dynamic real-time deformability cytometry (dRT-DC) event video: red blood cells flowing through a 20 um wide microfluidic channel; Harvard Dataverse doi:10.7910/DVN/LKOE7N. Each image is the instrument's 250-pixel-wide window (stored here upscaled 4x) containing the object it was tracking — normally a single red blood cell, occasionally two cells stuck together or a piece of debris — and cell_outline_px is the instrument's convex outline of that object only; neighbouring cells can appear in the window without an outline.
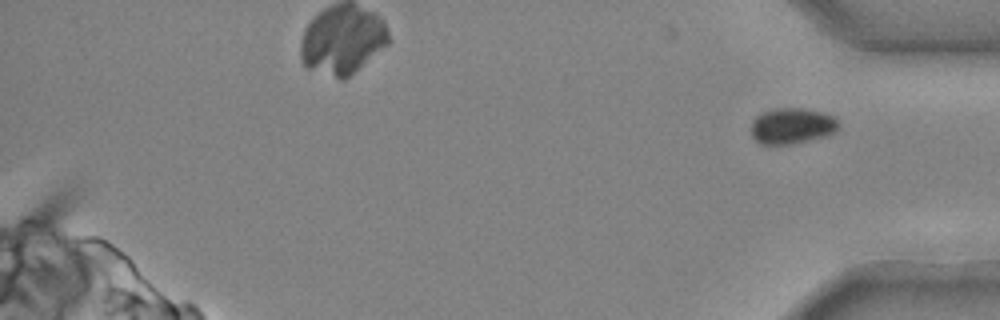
{"species": "common noctule bat (a hibernating species)", "species_latin": "Nyctalus noctula", "temperature_condition": "cold", "stored_images_in_passage": 21, "camera_frame_rate_fps": 3000, "um_per_image_px": 0.085, "animal": {"sex": "male", "body_mass_g": 20.4}, "frame": {"image": 1, "passage_image": 21, "time_ms": 6.667, "image_size_px": [1000, 320], "cell_outline_px": [[840, 128], [828, 136], [792, 144], [760, 144], [752, 136], [752, 120], [760, 112], [776, 108], [804, 108], [824, 112], [832, 116], [836, 120]], "centroid_in_image_um": [67.32, 10.69], "position_along_channel_um": 367.9, "area_um2": 18.5}}